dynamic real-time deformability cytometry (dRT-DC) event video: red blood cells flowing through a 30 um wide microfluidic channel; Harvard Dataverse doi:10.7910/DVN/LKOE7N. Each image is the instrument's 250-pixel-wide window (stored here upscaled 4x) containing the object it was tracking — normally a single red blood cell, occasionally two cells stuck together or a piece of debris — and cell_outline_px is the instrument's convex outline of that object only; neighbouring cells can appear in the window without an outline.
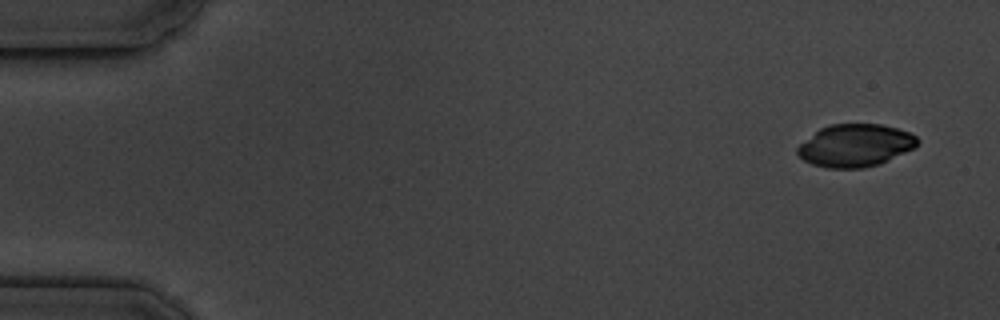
{"species": "common noctule bat (a hibernating species)", "species_latin": "Nyctalus noctula", "temperature_condition": "cold", "stored_images_in_passage": 11, "camera_frame_rate_fps": 3000, "um_per_image_px": 0.085, "animal": {"sex": "male", "body_mass_g": 19.5, "forearm_length_mm": 54.6}, "frame": {"image": 1, "passage_image": 1, "time_ms": 0.0, "image_size_px": [1000, 320], "cell_outline_px": [[920, 140], [916, 148], [880, 164], [864, 168], [828, 168], [812, 164], [804, 160], [796, 152], [796, 148], [800, 144], [820, 128], [832, 124], [880, 124], [896, 128], [908, 132], [916, 136]], "centroid_in_image_um": [72.73, 12.37], "position_along_channel_um": 12.3, "area_um2": 29.82}}